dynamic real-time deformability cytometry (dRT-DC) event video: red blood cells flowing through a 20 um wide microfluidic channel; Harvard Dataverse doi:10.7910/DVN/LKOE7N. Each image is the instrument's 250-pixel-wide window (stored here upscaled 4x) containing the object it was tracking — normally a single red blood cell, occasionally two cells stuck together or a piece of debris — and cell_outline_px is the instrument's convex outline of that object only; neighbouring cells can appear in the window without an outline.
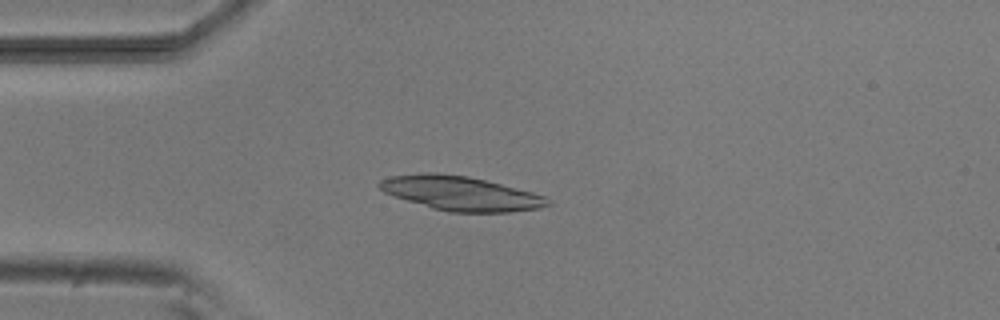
{"species": "common noctule bat (a hibernating species)", "species_latin": "Nyctalus noctula", "temperature_condition": "room temperature", "stored_images_in_passage": 4, "camera_frame_rate_fps": 3000, "um_per_image_px": 0.085, "animal": {"sex": "male", "body_mass_g": 20.5, "forearm_length_mm": 52.5}, "frame": {"image": 1, "passage_image": 4, "time_ms": 3.333, "image_size_px": [1000, 320], "cell_outline_px": [[552, 204], [540, 208], [508, 212], [448, 212], [432, 208], [384, 192], [376, 184], [380, 180], [392, 176], [424, 172], [436, 172], [468, 176], [532, 192], [544, 196], [552, 200]], "centroid_in_image_um": [39.17, 16.43], "position_along_channel_um": 45.8, "area_um2": 33.41}}